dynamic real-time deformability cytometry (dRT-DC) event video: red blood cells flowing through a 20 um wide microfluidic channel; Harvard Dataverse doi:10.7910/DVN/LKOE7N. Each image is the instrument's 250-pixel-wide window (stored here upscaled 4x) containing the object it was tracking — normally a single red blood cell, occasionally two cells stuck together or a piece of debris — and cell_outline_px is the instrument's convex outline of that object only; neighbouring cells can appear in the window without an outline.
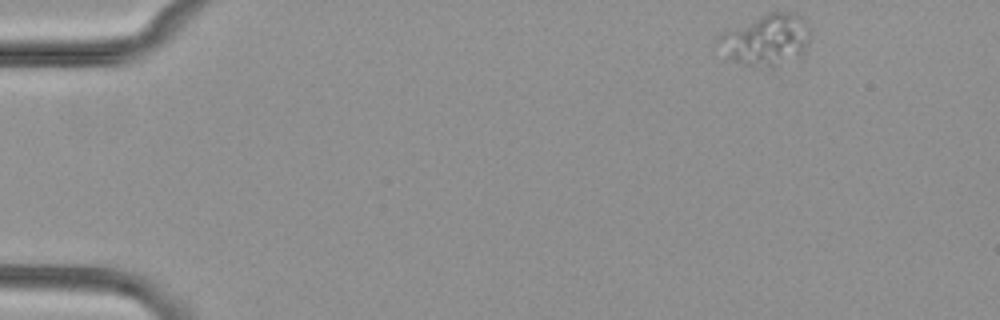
{"species": "common noctule bat (a hibernating species)", "species_latin": "Nyctalus noctula", "temperature_condition": "cold", "stored_images_in_passage": 50, "camera_frame_rate_fps": 3000, "um_per_image_px": 0.085, "animal": {"sex": "female", "body_mass_g": 29.2, "forearm_length_mm": 56.3}, "frame": {"image": 1, "passage_image": 1, "time_ms": 0.0, "image_size_px": [1000, 320], "cell_outline_px": [[808, 40], [804, 52], [800, 56], [776, 68], [764, 68], [744, 64], [732, 60], [716, 44], [716, 36], [728, 28], [768, 12], [792, 12], [804, 16], [808, 24]], "centroid_in_image_um": [65.12, 3.38], "position_along_channel_um": 19.9, "area_um2": 28.03}}
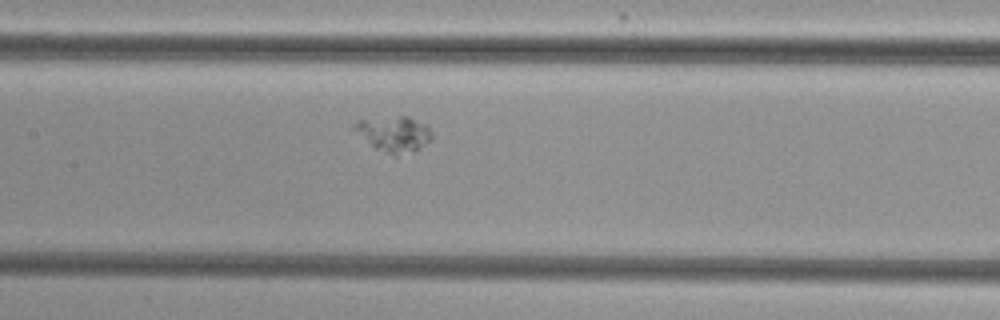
{"frame": {"image": 2, "passage_image": 22, "time_ms": 7.0, "image_size_px": [1000, 320], "cell_outline_px": [[432, 140], [416, 148], [396, 156], [372, 148], [348, 128], [356, 120], [400, 116], [408, 116], [428, 124], [432, 132]], "centroid_in_image_um": [33.39, 11.36], "position_along_channel_um": 174.0, "area_um2": 16.47}}
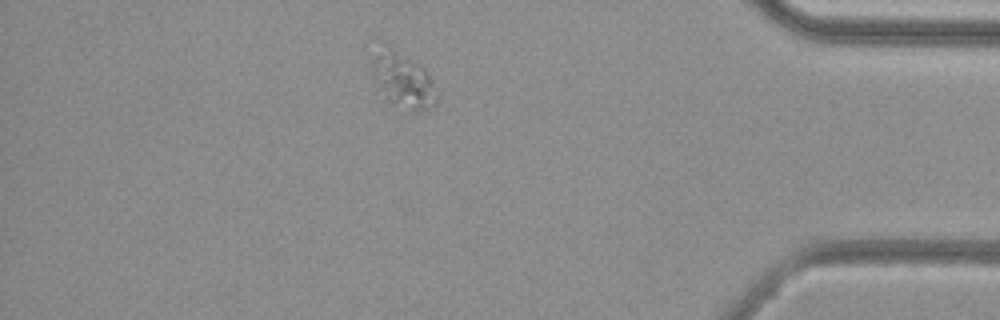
{"frame": {"image": 3, "passage_image": 43, "time_ms": 14.0, "image_size_px": [1000, 320], "cell_outline_px": [[440, 96], [436, 104], [412, 112], [388, 100], [376, 84], [372, 76], [372, 56], [384, 40], [428, 72]], "centroid_in_image_um": [34.23, 6.75], "position_along_channel_um": 401.0, "area_um2": 21.04}}